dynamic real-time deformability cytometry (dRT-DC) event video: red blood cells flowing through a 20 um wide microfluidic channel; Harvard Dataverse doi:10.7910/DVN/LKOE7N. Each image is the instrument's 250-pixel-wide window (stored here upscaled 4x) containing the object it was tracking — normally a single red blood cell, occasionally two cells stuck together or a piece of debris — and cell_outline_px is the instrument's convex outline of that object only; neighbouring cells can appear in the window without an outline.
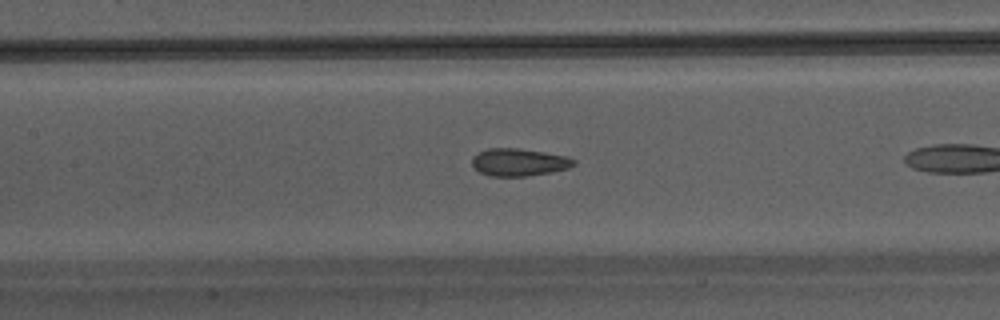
{"species": "Egyptian fruit bat (a non-hibernating species)", "species_latin": "Rousettus aegyptiacus", "temperature_condition": "warm", "stored_images_in_passage": 23, "camera_frame_rate_fps": 3000, "um_per_image_px": 0.085, "animal": {"sex": "male"}, "frame": {"image": 1, "passage_image": 7, "time_ms": 2.0, "image_size_px": [1000, 320], "cell_outline_px": [[576, 164], [568, 168], [552, 172], [524, 176], [492, 176], [480, 172], [472, 164], [472, 156], [476, 152], [488, 148], [520, 148], [544, 152], [564, 156], [576, 160]], "centroid_in_image_um": [44.09, 13.78], "position_along_channel_um": 163.3, "area_um2": 16.3}}